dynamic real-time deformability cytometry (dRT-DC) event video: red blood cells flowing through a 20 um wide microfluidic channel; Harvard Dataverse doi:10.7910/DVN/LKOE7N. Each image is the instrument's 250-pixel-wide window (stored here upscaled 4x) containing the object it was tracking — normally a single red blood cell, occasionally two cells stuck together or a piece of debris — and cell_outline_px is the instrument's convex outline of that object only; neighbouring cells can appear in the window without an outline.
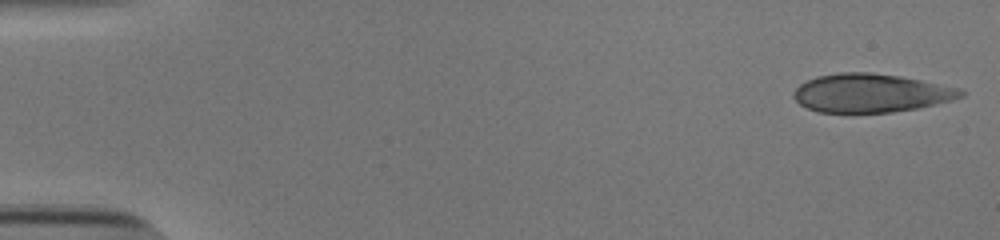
{"species": "human", "species_latin": "Homo sapiens", "temperature_condition": "cold", "stored_images_in_passage": 25, "camera_frame_rate_fps": 3000, "um_per_image_px": 0.085, "donor": {"sex": "male"}, "frame": {"image": 1, "passage_image": 1, "time_ms": 0.0, "image_size_px": [1000, 240], "cell_outline_px": [[964, 96], [952, 100], [916, 108], [892, 112], [816, 112], [800, 104], [792, 96], [796, 88], [800, 84], [816, 76], [840, 72], [872, 72], [900, 76], [960, 88], [964, 92]], "centroid_in_image_um": [74.01, 7.9], "position_along_channel_um": 11.0, "area_um2": 37.4}}
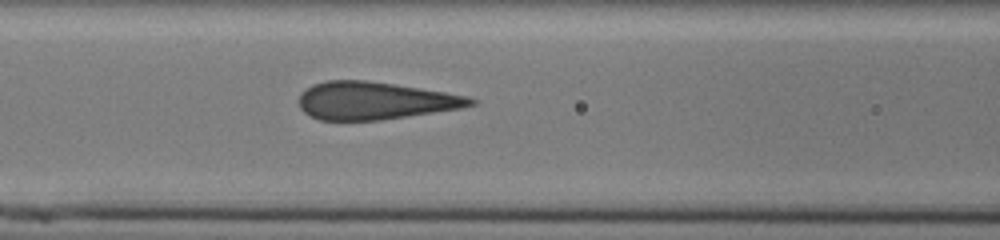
{"frame": {"image": 2, "passage_image": 22, "time_ms": 7.0, "image_size_px": [1000, 240], "cell_outline_px": [[476, 104], [460, 108], [380, 120], [320, 120], [304, 112], [300, 108], [300, 92], [312, 84], [328, 80], [364, 80], [396, 84], [468, 96], [476, 100]], "centroid_in_image_um": [31.83, 8.55], "position_along_channel_um": 134.8, "area_um2": 37.4}}
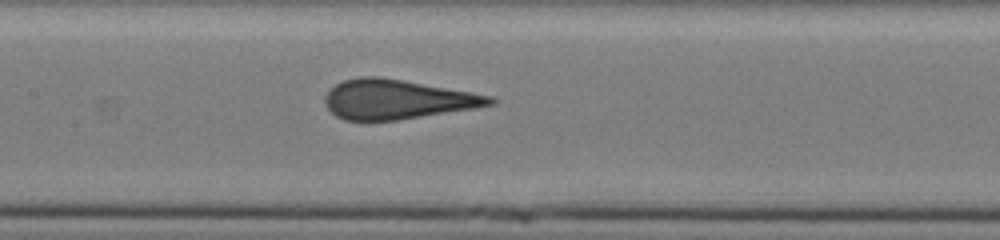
{"frame": {"image": 3, "passage_image": 25, "time_ms": 8.0, "image_size_px": [1000, 240], "cell_outline_px": [[496, 104], [476, 108], [396, 120], [344, 120], [336, 116], [328, 108], [324, 100], [324, 96], [328, 88], [344, 80], [360, 76], [380, 76], [492, 96], [496, 100]], "centroid_in_image_um": [33.73, 8.44], "position_along_channel_um": 173.7, "area_um2": 37.8}}